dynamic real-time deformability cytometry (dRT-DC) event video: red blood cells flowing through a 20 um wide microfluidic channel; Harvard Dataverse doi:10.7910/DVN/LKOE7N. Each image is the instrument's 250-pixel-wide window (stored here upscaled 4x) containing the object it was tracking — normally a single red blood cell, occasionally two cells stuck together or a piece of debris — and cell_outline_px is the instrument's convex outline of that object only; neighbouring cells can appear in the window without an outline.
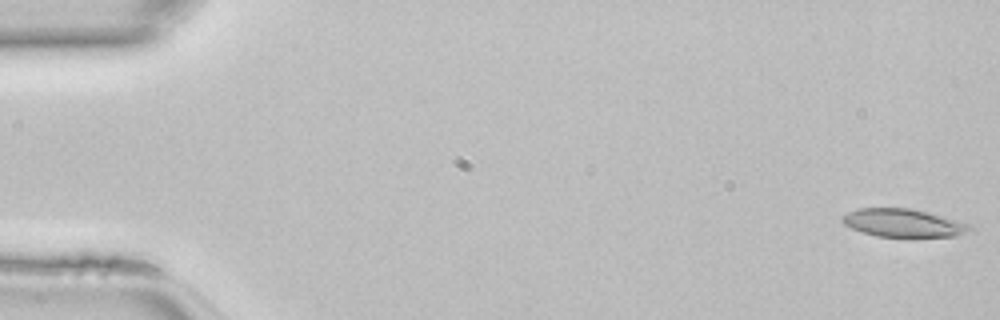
{"species": "common noctule bat (a hibernating species)", "species_latin": "Nyctalus noctula", "temperature_condition": "room temperature", "stored_images_in_passage": 46, "camera_frame_rate_fps": 3000, "um_per_image_px": 0.085, "animal": {"sex": "female", "body_mass_g": 22.7, "forearm_length_mm": 54.2}, "frame": {"image": 1, "passage_image": 1, "time_ms": 0.0, "image_size_px": [1000, 320], "cell_outline_px": [[972, 228], [956, 236], [876, 236], [852, 228], [844, 224], [840, 220], [840, 216], [848, 212], [860, 208], [908, 208], [928, 212], [968, 224]], "centroid_in_image_um": [76.69, 18.93], "position_along_channel_um": 8.3, "area_um2": 20.35}}
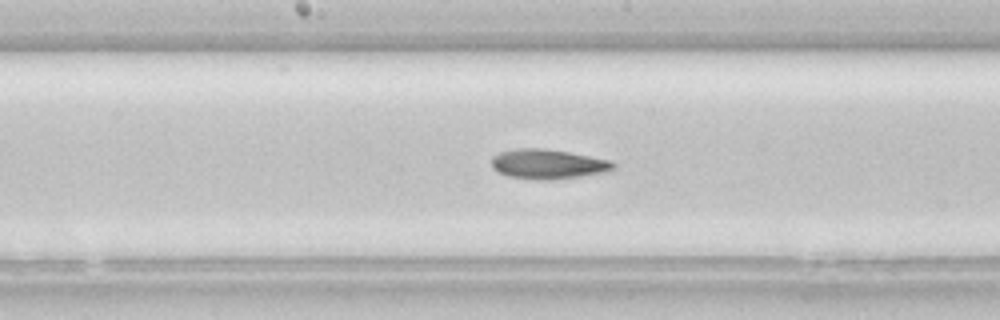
{"frame": {"image": 2, "passage_image": 24, "time_ms": 7.667, "image_size_px": [1000, 320], "cell_outline_px": [[616, 164], [612, 172], [552, 180], [536, 180], [508, 176], [492, 168], [492, 156], [500, 152], [516, 148], [544, 148], [568, 152], [612, 160]], "centroid_in_image_um": [46.63, 13.95], "position_along_channel_um": 201.6, "area_um2": 21.39}}
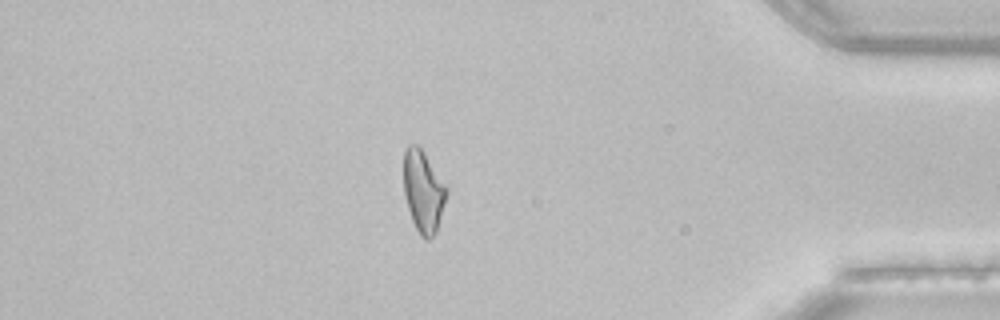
{"frame": {"image": 3, "passage_image": 40, "time_ms": 13.0, "image_size_px": [1000, 320], "cell_outline_px": [[448, 192], [436, 232], [428, 240], [424, 240], [420, 236], [412, 220], [404, 196], [404, 152], [408, 144], [416, 144], [424, 152], [448, 188]], "centroid_in_image_um": [35.98, 16.27], "position_along_channel_um": 399.2, "area_um2": 20.4}}